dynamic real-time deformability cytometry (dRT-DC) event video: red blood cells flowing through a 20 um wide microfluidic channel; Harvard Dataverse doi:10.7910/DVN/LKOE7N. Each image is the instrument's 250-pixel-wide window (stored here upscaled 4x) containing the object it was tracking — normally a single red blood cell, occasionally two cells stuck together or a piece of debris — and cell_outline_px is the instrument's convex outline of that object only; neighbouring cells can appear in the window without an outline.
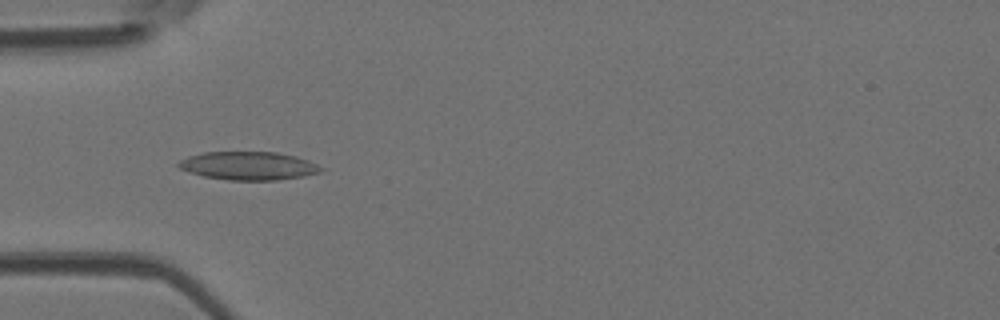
{"species": "Egyptian fruit bat (a non-hibernating species)", "species_latin": "Rousettus aegyptiacus", "temperature_condition": "room temperature", "stored_images_in_passage": 50, "camera_frame_rate_fps": 3000, "um_per_image_px": 0.085, "animal": {"sex": "female"}, "frame": {"image": 1, "passage_image": 15, "time_ms": 4.667, "image_size_px": [1000, 320], "cell_outline_px": [[324, 168], [320, 172], [304, 176], [276, 180], [228, 180], [204, 176], [188, 172], [180, 168], [176, 164], [180, 160], [188, 156], [204, 152], [276, 152], [296, 156], [308, 160]], "centroid_in_image_um": [21.11, 14.09], "position_along_channel_um": 63.9, "area_um2": 23.47}}
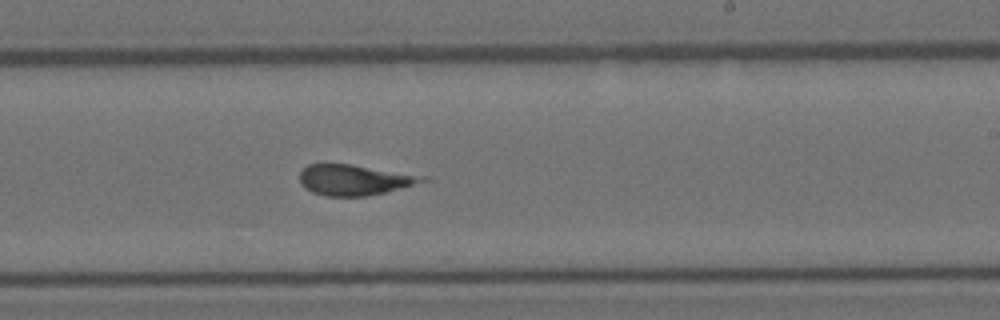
{"frame": {"image": 2, "passage_image": 30, "time_ms": 9.667, "image_size_px": [1000, 320], "cell_outline_px": [[432, 180], [368, 196], [324, 196], [312, 192], [304, 188], [300, 184], [300, 172], [308, 164], [352, 164], [428, 176]], "centroid_in_image_um": [30.15, 15.29], "position_along_channel_um": 258.9, "area_um2": 22.08}}
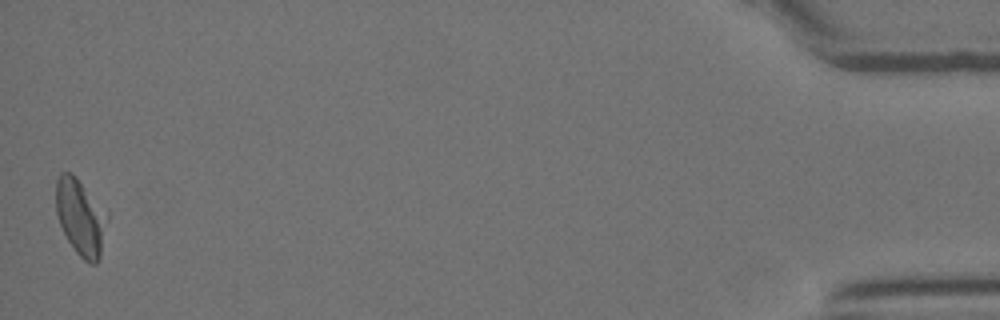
{"frame": {"image": 3, "passage_image": 50, "time_ms": 16.333, "image_size_px": [1000, 320], "cell_outline_px": [[108, 216], [100, 256], [96, 264], [88, 264], [76, 252], [68, 240], [60, 224], [56, 212], [56, 180], [60, 172], [72, 172], [76, 176], [108, 212]], "centroid_in_image_um": [6.85, 18.44], "position_along_channel_um": 428.3, "area_um2": 22.83}, "authors_computed_cell_mechanics": {"area_um2": 22.6865, "velocity_mm_per_s": 3.9288, "shape_relaxation_time_tau1_ms": 6.9887, "shape_relaxation_time_tau2_ms": 1.3846, "deformation_change_tau1": 0.1747, "deformation_change_tau2": 0.0885}}